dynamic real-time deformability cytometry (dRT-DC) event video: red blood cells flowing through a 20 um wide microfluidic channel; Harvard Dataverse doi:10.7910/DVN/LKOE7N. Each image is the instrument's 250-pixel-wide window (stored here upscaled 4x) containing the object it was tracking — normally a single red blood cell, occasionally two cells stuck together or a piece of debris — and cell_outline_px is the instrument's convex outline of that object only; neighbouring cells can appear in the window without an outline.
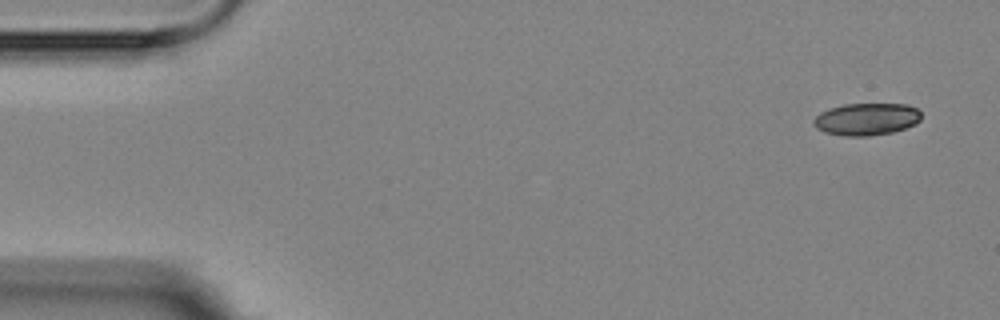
{"species": "Egyptian fruit bat (a non-hibernating species)", "species_latin": "Rousettus aegyptiacus", "temperature_condition": "room temperature", "stored_images_in_passage": 4, "camera_frame_rate_fps": 3000, "um_per_image_px": 0.085, "animal": {"sex": "female"}, "frame": {"image": 1, "passage_image": 1, "time_ms": 0.0, "image_size_px": [1000, 320], "cell_outline_px": [[920, 120], [916, 124], [892, 132], [868, 136], [844, 136], [824, 132], [816, 128], [812, 124], [812, 120], [820, 112], [828, 108], [844, 104], [908, 104], [916, 108], [920, 112]], "centroid_in_image_um": [73.62, 10.12], "position_along_channel_um": 11.4, "area_um2": 20.35}}
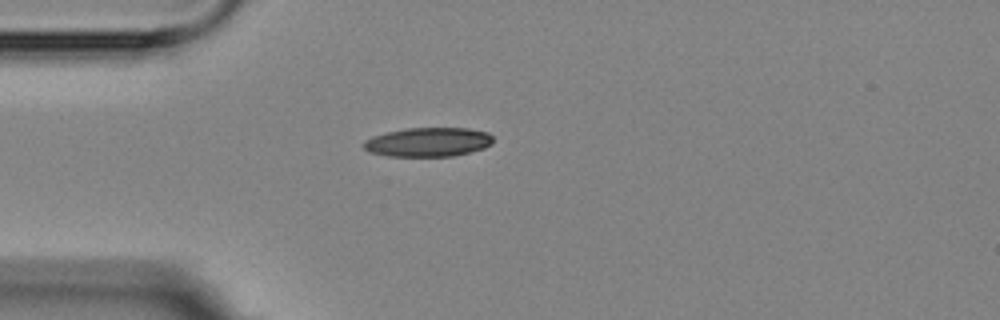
{"frame": {"image": 2, "passage_image": 4, "time_ms": 4.0, "image_size_px": [1000, 320], "cell_outline_px": [[492, 144], [484, 148], [452, 156], [388, 156], [372, 152], [364, 148], [364, 140], [372, 136], [388, 132], [408, 128], [468, 128], [488, 132], [492, 136]], "centroid_in_image_um": [36.41, 12.07], "position_along_channel_um": 48.6, "area_um2": 21.79}}